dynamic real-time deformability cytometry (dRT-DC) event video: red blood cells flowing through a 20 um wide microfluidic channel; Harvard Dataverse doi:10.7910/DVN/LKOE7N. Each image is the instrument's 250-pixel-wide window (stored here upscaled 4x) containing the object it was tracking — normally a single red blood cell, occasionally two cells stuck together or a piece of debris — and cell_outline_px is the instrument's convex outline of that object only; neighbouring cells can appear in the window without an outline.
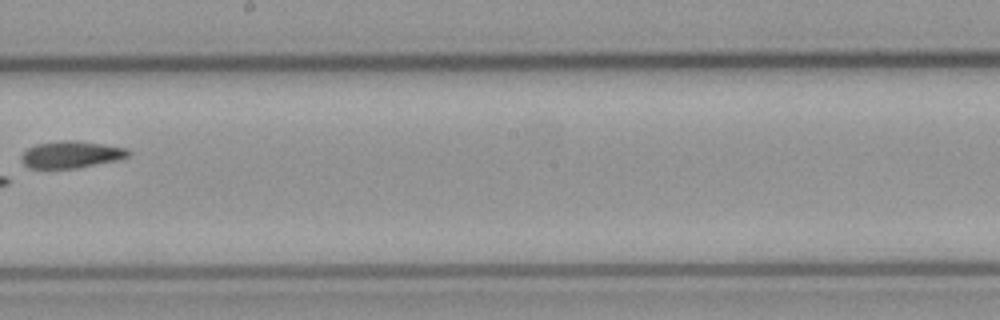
{"species": "common noctule bat (a hibernating species)", "species_latin": "Nyctalus noctula", "temperature_condition": "cold", "stored_images_in_passage": 8, "camera_frame_rate_fps": 3000, "um_per_image_px": 0.085, "animal": {"sex": "male", "body_mass_g": 23.1, "forearm_length_mm": 52.7}, "frame": {"image": 1, "passage_image": 8, "time_ms": 8.333, "image_size_px": [1000, 320], "cell_outline_px": [[132, 152], [128, 156], [116, 160], [76, 168], [28, 168], [20, 160], [20, 156], [28, 148], [36, 144], [60, 140], [76, 140], [104, 144], [128, 148]], "centroid_in_image_um": [6.04, 13.12], "position_along_channel_um": 242.2, "area_um2": 16.88}}